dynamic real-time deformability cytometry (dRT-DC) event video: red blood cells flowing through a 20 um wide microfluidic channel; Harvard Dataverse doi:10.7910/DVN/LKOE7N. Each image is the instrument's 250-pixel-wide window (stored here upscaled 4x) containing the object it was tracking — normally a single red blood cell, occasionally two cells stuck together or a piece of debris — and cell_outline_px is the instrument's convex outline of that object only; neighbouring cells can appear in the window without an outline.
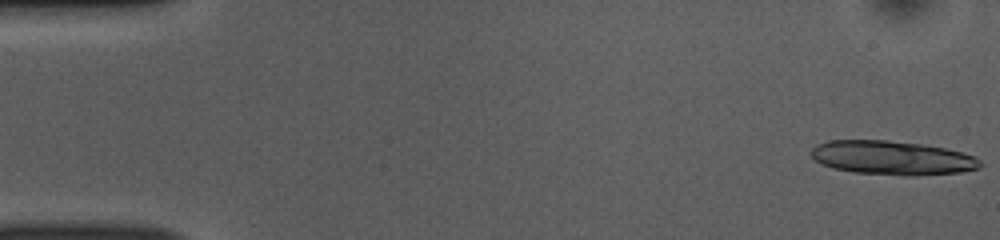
{"species": "common noctule bat (a hibernating species)", "species_latin": "Nyctalus noctula", "temperature_condition": "room temperature", "stored_images_in_passage": 15, "camera_frame_rate_fps": 3000, "um_per_image_px": 0.085, "animal": {"sex": "female", "body_mass_g": 10.0, "forearm_length_mm": 53.1}, "frame": {"image": 1, "passage_image": 1, "time_ms": 0.0, "image_size_px": [1000, 240], "cell_outline_px": [[984, 164], [980, 168], [960, 172], [916, 176], [904, 176], [852, 172], [832, 168], [816, 160], [808, 152], [816, 144], [828, 140], [888, 140], [920, 144], [944, 148], [976, 156]], "centroid_in_image_um": [75.84, 13.42], "position_along_channel_um": 9.2, "area_um2": 33.76}}